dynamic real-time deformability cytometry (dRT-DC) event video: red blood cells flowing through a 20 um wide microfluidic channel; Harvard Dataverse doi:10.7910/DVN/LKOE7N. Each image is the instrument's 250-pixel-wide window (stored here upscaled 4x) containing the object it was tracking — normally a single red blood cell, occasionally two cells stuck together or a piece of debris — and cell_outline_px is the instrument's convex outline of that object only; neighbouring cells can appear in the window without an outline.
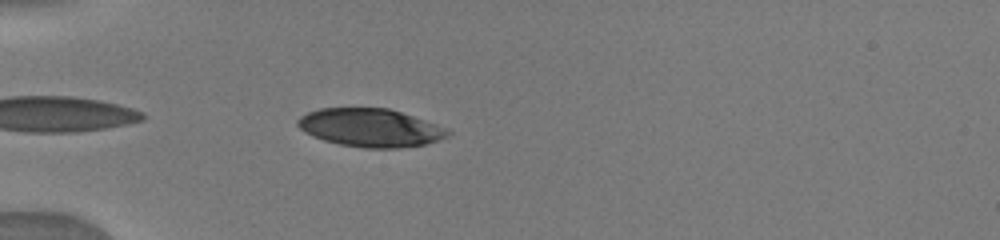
{"species": "human", "species_latin": "Homo sapiens", "temperature_condition": "warm", "stored_images_in_passage": 40, "camera_frame_rate_fps": 3000, "um_per_image_px": 0.085, "donor": {"sex": "male"}, "frame": {"image": 1, "passage_image": 13, "time_ms": 5.0, "image_size_px": [1000, 240], "cell_outline_px": [[452, 132], [448, 136], [424, 144], [400, 148], [364, 148], [340, 144], [324, 140], [312, 136], [304, 132], [296, 124], [296, 120], [300, 116], [308, 112], [320, 108], [388, 108], [448, 128]], "centroid_in_image_um": [31.45, 10.86], "position_along_channel_um": 53.5, "area_um2": 33.29}}
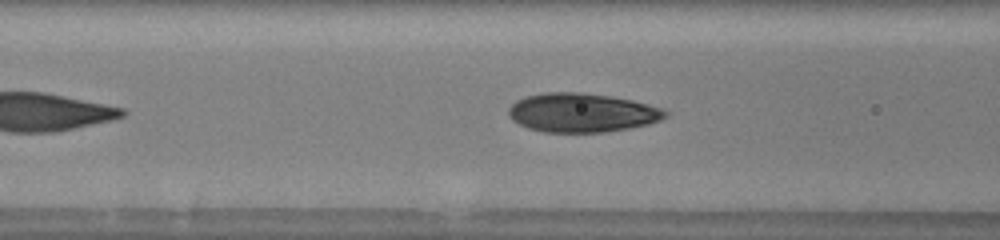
{"frame": {"image": 2, "passage_image": 18, "time_ms": 7.0, "image_size_px": [1000, 240], "cell_outline_px": [[668, 116], [660, 120], [648, 124], [608, 132], [544, 132], [528, 128], [512, 120], [508, 116], [508, 108], [516, 100], [524, 96], [544, 92], [580, 92], [612, 96], [632, 100], [648, 104], [660, 108], [668, 112]], "centroid_in_image_um": [49.44, 9.57], "position_along_channel_um": 117.2, "area_um2": 35.78}}
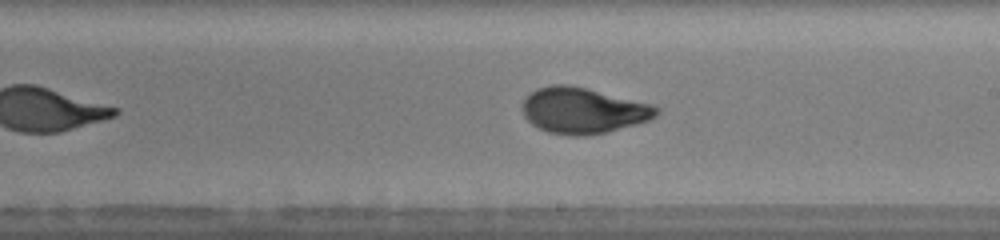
{"frame": {"image": 3, "passage_image": 25, "time_ms": 10.0, "image_size_px": [1000, 240], "cell_outline_px": [[660, 112], [656, 116], [648, 120], [636, 124], [588, 136], [572, 136], [548, 132], [532, 124], [524, 116], [524, 100], [536, 88], [552, 84], [568, 84], [588, 88], [652, 104], [660, 108]], "centroid_in_image_um": [49.58, 9.38], "position_along_channel_um": 239.4, "area_um2": 35.72}}